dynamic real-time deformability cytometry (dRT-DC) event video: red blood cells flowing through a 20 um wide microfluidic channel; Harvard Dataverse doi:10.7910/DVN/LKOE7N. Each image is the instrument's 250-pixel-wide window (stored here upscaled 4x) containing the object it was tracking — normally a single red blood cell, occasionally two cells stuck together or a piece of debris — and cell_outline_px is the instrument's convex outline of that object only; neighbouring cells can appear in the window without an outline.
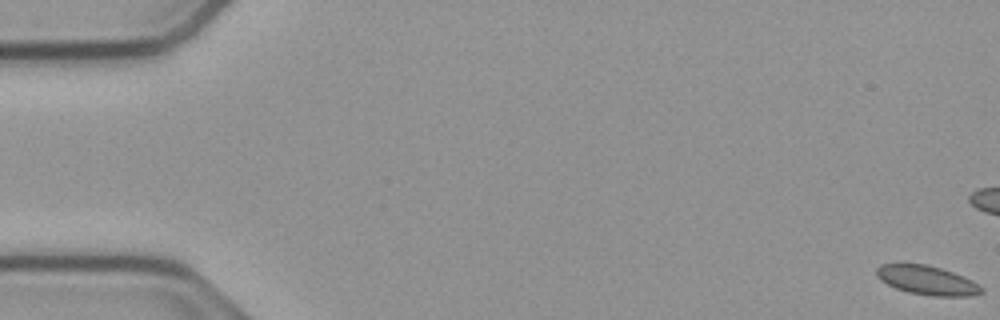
{"species": "common noctule bat (a hibernating species)", "species_latin": "Nyctalus noctula", "temperature_condition": "cold", "stored_images_in_passage": 17, "camera_frame_rate_fps": 3000, "um_per_image_px": 0.085, "animal": {"sex": "male", "body_mass_g": 23.1, "forearm_length_mm": 52.7}, "frame": {"image": 1, "passage_image": 1, "time_ms": 0.0, "image_size_px": [1000, 320], "cell_outline_px": [[984, 292], [972, 296], [932, 296], [908, 292], [896, 288], [880, 280], [876, 276], [876, 268], [880, 264], [928, 264], [964, 276], [980, 284], [984, 288]], "centroid_in_image_um": [78.83, 23.83], "position_along_channel_um": 6.2, "area_um2": 17.92}}